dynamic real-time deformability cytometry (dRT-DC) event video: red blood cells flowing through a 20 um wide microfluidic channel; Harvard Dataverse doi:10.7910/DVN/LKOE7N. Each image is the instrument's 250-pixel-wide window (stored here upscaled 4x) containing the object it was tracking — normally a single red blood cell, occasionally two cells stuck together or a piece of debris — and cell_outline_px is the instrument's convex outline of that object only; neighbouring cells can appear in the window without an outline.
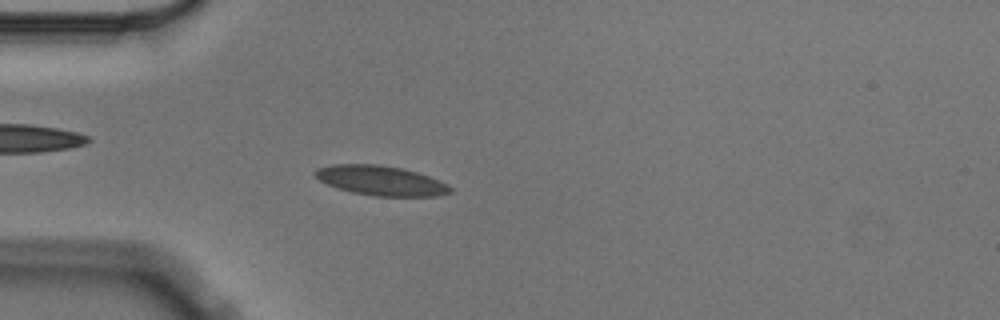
{"species": "Egyptian fruit bat (a non-hibernating species)", "species_latin": "Rousettus aegyptiacus", "temperature_condition": "cold", "stored_images_in_passage": 4, "camera_frame_rate_fps": 3000, "um_per_image_px": 0.085, "animal": {"sex": "male"}, "frame": {"image": 1, "passage_image": 4, "time_ms": 1.0, "image_size_px": [1000, 320], "cell_outline_px": [[452, 192], [440, 196], [372, 196], [352, 192], [328, 184], [320, 180], [312, 172], [316, 168], [332, 164], [380, 164], [400, 168], [416, 172], [428, 176], [448, 184], [452, 188]], "centroid_in_image_um": [32.38, 15.35], "position_along_channel_um": 52.6, "area_um2": 23.35}}